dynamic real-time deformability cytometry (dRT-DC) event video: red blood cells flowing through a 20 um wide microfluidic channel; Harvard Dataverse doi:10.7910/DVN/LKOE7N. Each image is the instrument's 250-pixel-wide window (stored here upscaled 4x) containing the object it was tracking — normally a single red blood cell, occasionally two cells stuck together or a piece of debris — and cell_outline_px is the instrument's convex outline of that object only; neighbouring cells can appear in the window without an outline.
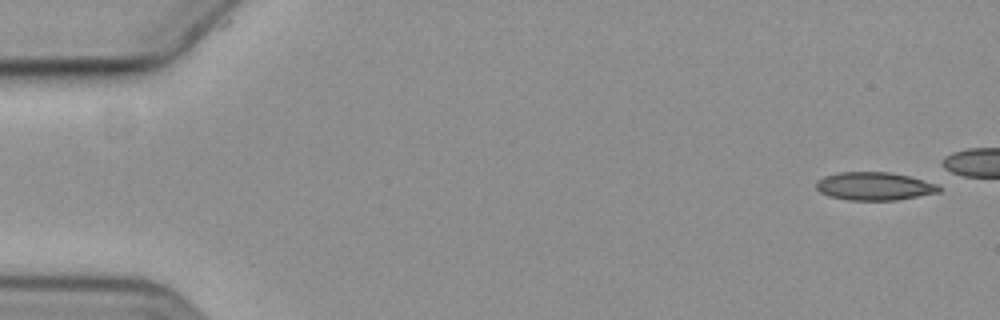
{"species": "common noctule bat (a hibernating species)", "species_latin": "Nyctalus noctula", "temperature_condition": "cold", "stored_images_in_passage": 7, "camera_frame_rate_fps": 3000, "um_per_image_px": 0.085, "animal": {"sex": "female", "body_mass_g": 19.3, "forearm_length_mm": 54.1}, "frame": {"image": 1, "passage_image": 1, "time_ms": 0.0, "image_size_px": [1000, 320], "cell_outline_px": [[944, 188], [940, 192], [896, 200], [848, 200], [828, 196], [820, 192], [816, 188], [816, 180], [824, 176], [836, 172], [888, 172], [908, 176], [936, 184]], "centroid_in_image_um": [74.29, 15.83], "position_along_channel_um": 10.7, "area_um2": 20.17}}
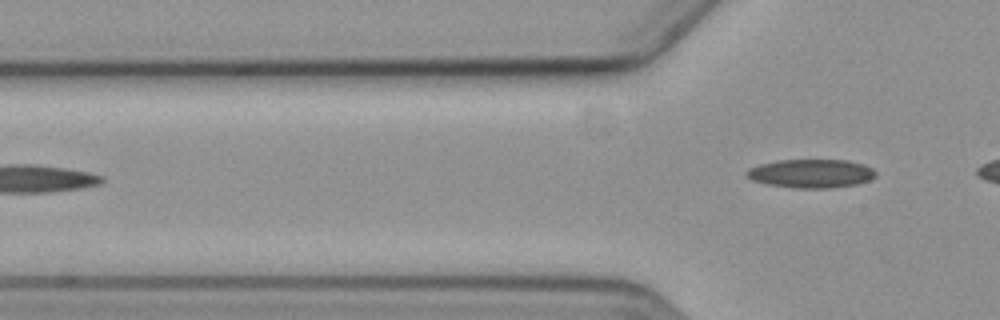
{"frame": {"image": 2, "passage_image": 7, "time_ms": 7.0, "image_size_px": [1000, 320], "cell_outline_px": [[876, 176], [868, 180], [856, 184], [828, 188], [796, 188], [768, 184], [752, 180], [744, 176], [744, 172], [748, 168], [760, 164], [776, 160], [848, 160], [864, 164], [872, 168], [876, 172]], "centroid_in_image_um": [68.91, 14.74], "position_along_channel_um": 56.9, "area_um2": 21.62}}